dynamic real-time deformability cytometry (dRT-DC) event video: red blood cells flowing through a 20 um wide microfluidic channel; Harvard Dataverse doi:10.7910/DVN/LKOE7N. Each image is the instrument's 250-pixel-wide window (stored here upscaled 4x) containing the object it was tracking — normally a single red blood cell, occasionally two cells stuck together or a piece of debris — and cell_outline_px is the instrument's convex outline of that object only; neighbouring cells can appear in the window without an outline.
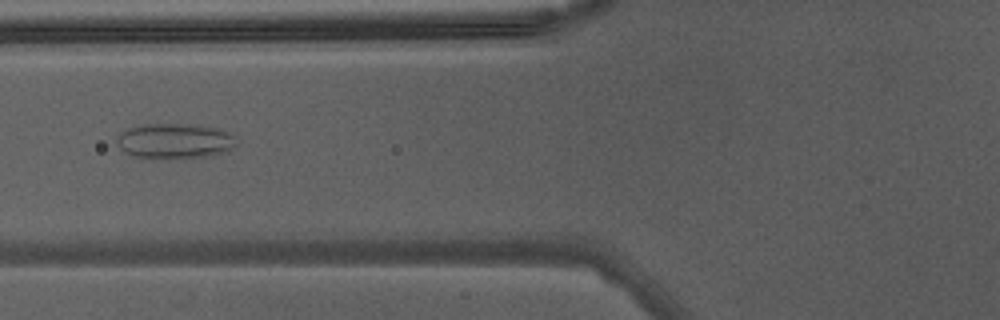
{"species": "Egyptian fruit bat (a non-hibernating species)", "species_latin": "Rousettus aegyptiacus", "temperature_condition": "warm", "stored_images_in_passage": 11, "camera_frame_rate_fps": 3000, "um_per_image_px": 0.085, "animal": {"sex": "male"}, "frame": {"image": 1, "passage_image": 4, "time_ms": 1.0, "image_size_px": [1000, 320], "cell_outline_px": [[236, 148], [228, 152], [212, 156], [168, 160], [160, 160], [132, 156], [124, 152], [116, 144], [116, 140], [120, 132], [128, 128], [140, 124], [196, 124], [220, 128], [236, 132]], "centroid_in_image_um": [14.93, 12.0], "position_along_channel_um": 110.9, "area_um2": 25.95}}